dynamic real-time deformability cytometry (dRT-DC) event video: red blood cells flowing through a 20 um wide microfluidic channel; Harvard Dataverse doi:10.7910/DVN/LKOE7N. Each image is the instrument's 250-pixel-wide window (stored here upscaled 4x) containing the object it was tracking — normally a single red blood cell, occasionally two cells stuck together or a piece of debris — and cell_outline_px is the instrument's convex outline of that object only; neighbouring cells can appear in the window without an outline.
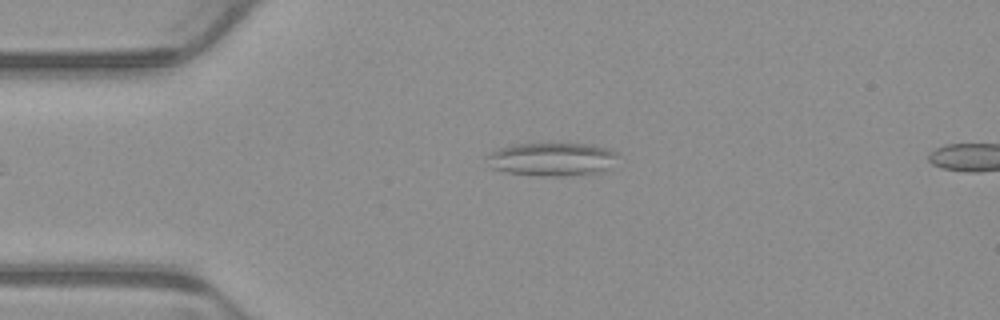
{"species": "common noctule bat (a hibernating species)", "species_latin": "Nyctalus noctula", "temperature_condition": "warm", "stored_images_in_passage": 2, "segment_of_instrument_passage": [1, 2], "camera_frame_rate_fps": 3000, "um_per_image_px": 0.085, "animal": {"sex": "male", "body_mass_g": 23.1, "forearm_length_mm": 52.7}, "frame": {"image": 1, "passage_image": 1, "time_ms": 0.0, "image_size_px": [1000, 320], "cell_outline_px": [[616, 156], [604, 172], [564, 176], [540, 176], [508, 172], [492, 168], [488, 156], [492, 152], [500, 148], [516, 144], [592, 144], [608, 148], [616, 152]], "centroid_in_image_um": [46.95, 13.54], "position_along_channel_um": 38.0, "area_um2": 24.97}}